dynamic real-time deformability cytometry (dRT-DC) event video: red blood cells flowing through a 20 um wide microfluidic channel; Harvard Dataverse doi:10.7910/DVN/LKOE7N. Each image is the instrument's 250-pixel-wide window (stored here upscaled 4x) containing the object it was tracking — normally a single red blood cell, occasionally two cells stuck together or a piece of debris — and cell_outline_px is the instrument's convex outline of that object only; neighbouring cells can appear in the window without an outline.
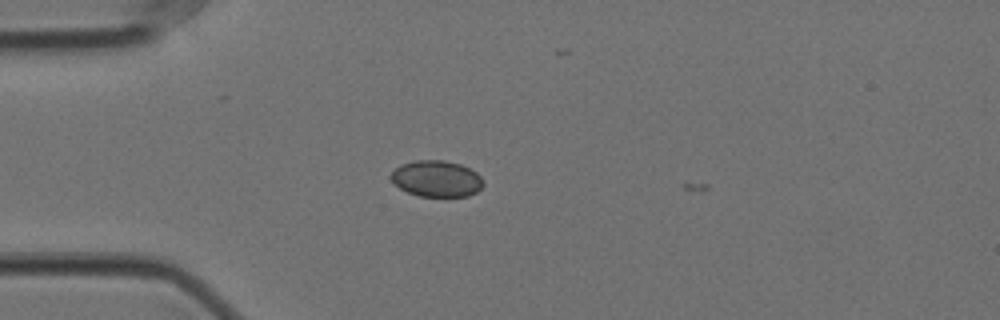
{"species": "Egyptian fruit bat (a non-hibernating species)", "species_latin": "Rousettus aegyptiacus", "temperature_condition": "cold", "stored_images_in_passage": 8, "camera_frame_rate_fps": 3000, "um_per_image_px": 0.085, "animal": {"sex": "female"}, "frame": {"image": 1, "passage_image": 7, "time_ms": 2.0, "image_size_px": [1000, 320], "cell_outline_px": [[484, 184], [476, 192], [468, 196], [420, 196], [408, 192], [400, 188], [392, 180], [392, 172], [400, 164], [416, 160], [444, 160], [460, 164], [476, 172], [480, 176]], "centroid_in_image_um": [37.12, 15.18], "position_along_channel_um": 47.9, "area_um2": 19.31}}